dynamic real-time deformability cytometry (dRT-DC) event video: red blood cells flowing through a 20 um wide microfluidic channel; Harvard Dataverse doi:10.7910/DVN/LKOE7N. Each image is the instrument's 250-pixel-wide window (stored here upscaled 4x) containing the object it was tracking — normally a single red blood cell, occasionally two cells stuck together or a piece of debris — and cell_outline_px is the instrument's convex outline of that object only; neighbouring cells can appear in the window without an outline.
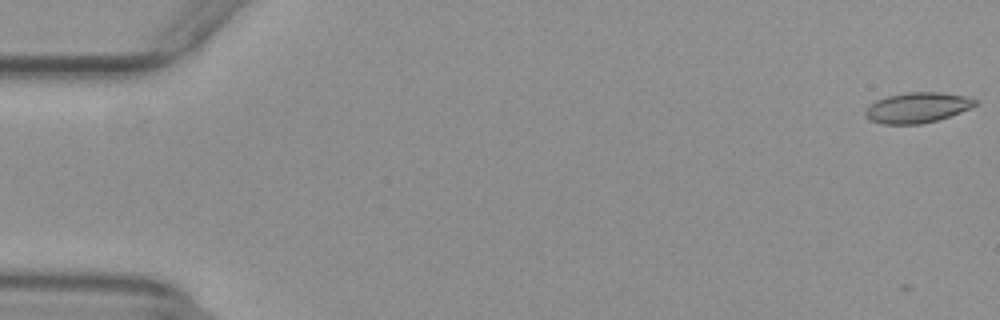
{"species": "common noctule bat (a hibernating species)", "species_latin": "Nyctalus noctula", "temperature_condition": "warm", "stored_images_in_passage": 9, "camera_frame_rate_fps": 3000, "um_per_image_px": 0.085, "animal": {"sex": "female", "body_mass_g": 29.2, "forearm_length_mm": 56.3}, "frame": {"image": 1, "passage_image": 1, "time_ms": 0.0, "image_size_px": [1000, 320], "cell_outline_px": [[976, 104], [972, 108], [936, 120], [920, 124], [880, 124], [868, 120], [864, 116], [864, 112], [876, 100], [888, 96], [908, 92], [940, 92], [964, 96], [976, 100]], "centroid_in_image_um": [77.93, 9.15], "position_along_channel_um": 7.1, "area_um2": 19.31}}